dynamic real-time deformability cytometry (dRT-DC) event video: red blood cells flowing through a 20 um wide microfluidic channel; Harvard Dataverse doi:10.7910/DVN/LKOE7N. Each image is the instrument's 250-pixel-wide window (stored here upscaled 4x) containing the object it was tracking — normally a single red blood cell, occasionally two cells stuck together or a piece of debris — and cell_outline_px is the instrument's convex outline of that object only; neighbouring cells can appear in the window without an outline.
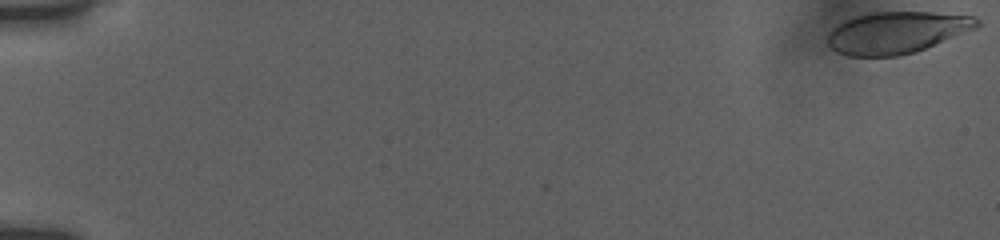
{"species": "human", "species_latin": "Homo sapiens", "temperature_condition": "room temperature", "stored_images_in_passage": 21, "camera_frame_rate_fps": 3000, "um_per_image_px": 0.085, "donor": {"sex": "female"}, "frame": {"image": 1, "passage_image": 1, "time_ms": 0.0, "image_size_px": [1000, 240], "cell_outline_px": [[980, 24], [976, 28], [916, 52], [900, 56], [848, 56], [836, 52], [828, 44], [828, 32], [832, 28], [856, 16], [872, 12], [932, 12], [976, 16], [980, 20]], "centroid_in_image_um": [76.24, 2.77], "position_along_channel_um": 8.8, "area_um2": 36.36}}
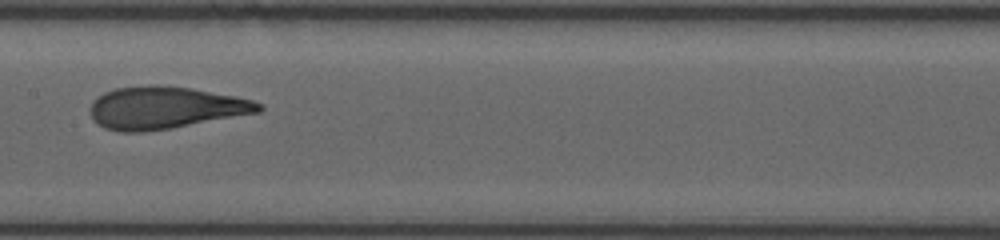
{"frame": {"image": 2, "passage_image": 15, "time_ms": 9.667, "image_size_px": [1000, 240], "cell_outline_px": [[264, 108], [260, 112], [172, 128], [144, 132], [120, 132], [104, 128], [92, 120], [92, 104], [104, 92], [116, 88], [148, 84], [160, 84], [192, 88], [236, 96], [252, 100], [260, 104]], "centroid_in_image_um": [14.05, 9.15], "position_along_channel_um": 193.3, "area_um2": 41.56}}
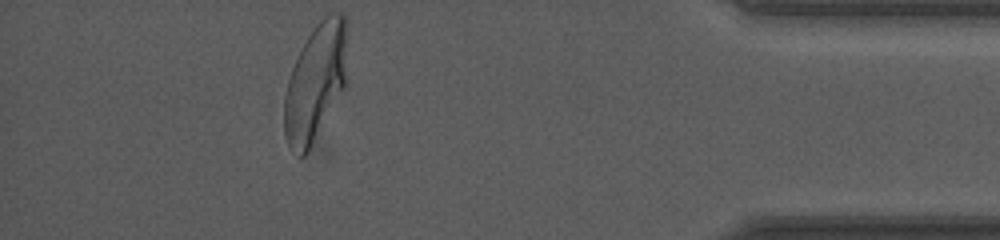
{"frame": {"image": 3, "passage_image": 21, "time_ms": 16.333, "image_size_px": [1000, 240], "cell_outline_px": [[348, 84], [308, 152], [304, 156], [300, 156], [288, 144], [284, 132], [284, 96], [288, 80], [292, 68], [308, 36], [316, 24], [328, 12], [340, 12], [344, 16], [348, 24]], "centroid_in_image_um": [26.89, 6.96], "position_along_channel_um": 408.3, "area_um2": 44.04}, "authors_computed_cell_mechanics": {"area_um2": 38.5526, "velocity_mm_per_s": 3.8298, "shape_relaxation_time_tau1_ms": 4.5407, "shape_relaxation_time_tau2_ms": 0.687, "deformation_change_tau1": 0.1924, "deformation_change_tau2": 0.0712}}